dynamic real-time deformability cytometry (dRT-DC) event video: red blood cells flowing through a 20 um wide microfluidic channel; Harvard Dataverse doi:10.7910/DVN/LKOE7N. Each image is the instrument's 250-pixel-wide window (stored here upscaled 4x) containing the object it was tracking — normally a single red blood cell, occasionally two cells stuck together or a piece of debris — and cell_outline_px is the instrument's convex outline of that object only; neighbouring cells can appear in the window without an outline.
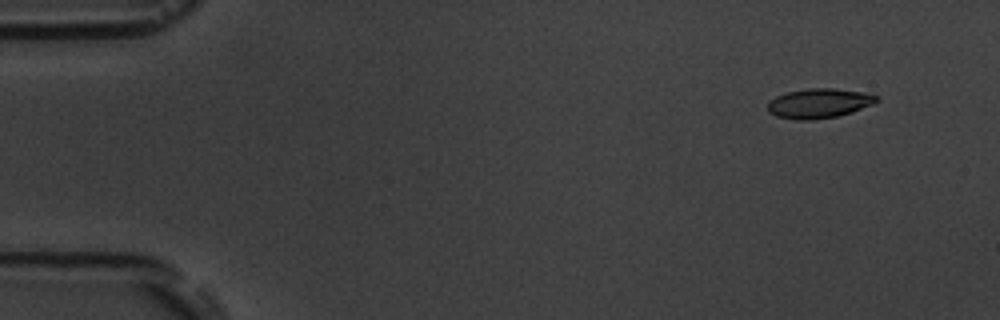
{"species": "common noctule bat (a hibernating species)", "species_latin": "Nyctalus noctula", "temperature_condition": "room temperature", "stored_images_in_passage": 4, "camera_frame_rate_fps": 3000, "um_per_image_px": 0.085, "animal": {"sex": "male", "body_mass_g": 19.5, "forearm_length_mm": 54.6}, "frame": {"image": 1, "passage_image": 1, "time_ms": 0.0, "image_size_px": [1000, 320], "cell_outline_px": [[880, 100], [872, 104], [836, 116], [812, 120], [796, 120], [776, 116], [768, 112], [768, 100], [776, 96], [788, 92], [808, 88], [832, 88], [872, 92]], "centroid_in_image_um": [69.61, 8.76], "position_along_channel_um": 15.4, "area_um2": 18.84}}
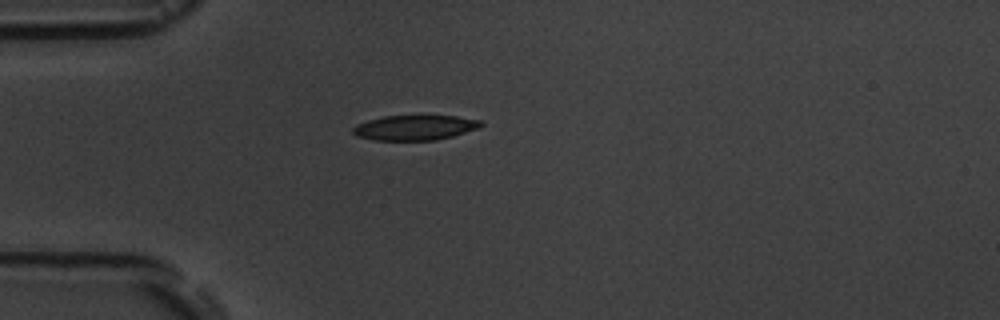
{"frame": {"image": 2, "passage_image": 4, "time_ms": 3.667, "image_size_px": [1000, 320], "cell_outline_px": [[484, 124], [476, 128], [452, 136], [436, 140], [372, 140], [356, 136], [352, 132], [352, 128], [356, 124], [368, 120], [384, 116], [424, 112], [456, 116], [480, 120]], "centroid_in_image_um": [35.24, 10.79], "position_along_channel_um": 49.8, "area_um2": 19.54}}